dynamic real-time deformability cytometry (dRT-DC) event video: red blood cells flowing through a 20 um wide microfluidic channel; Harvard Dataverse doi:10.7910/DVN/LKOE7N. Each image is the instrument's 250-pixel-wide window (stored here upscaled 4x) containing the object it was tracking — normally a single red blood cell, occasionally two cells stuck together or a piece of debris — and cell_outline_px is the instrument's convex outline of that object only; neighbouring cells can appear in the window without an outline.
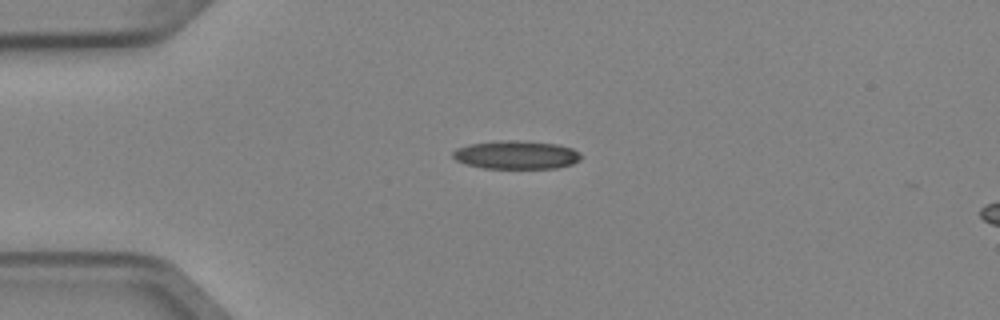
{"species": "Egyptian fruit bat (a non-hibernating species)", "species_latin": "Rousettus aegyptiacus", "temperature_condition": "cold", "stored_images_in_passage": 2, "camera_frame_rate_fps": 3000, "um_per_image_px": 0.085, "animal": {"sex": "female"}, "frame": {"image": 1, "passage_image": 1, "time_ms": 0.0, "image_size_px": [1000, 320], "cell_outline_px": [[584, 156], [580, 160], [572, 164], [556, 168], [484, 168], [468, 164], [456, 160], [452, 156], [452, 152], [456, 148], [472, 144], [508, 140], [516, 140], [560, 144], [572, 148], [580, 152]], "centroid_in_image_um": [43.95, 13.16], "position_along_channel_um": 41.0, "area_um2": 21.15}}